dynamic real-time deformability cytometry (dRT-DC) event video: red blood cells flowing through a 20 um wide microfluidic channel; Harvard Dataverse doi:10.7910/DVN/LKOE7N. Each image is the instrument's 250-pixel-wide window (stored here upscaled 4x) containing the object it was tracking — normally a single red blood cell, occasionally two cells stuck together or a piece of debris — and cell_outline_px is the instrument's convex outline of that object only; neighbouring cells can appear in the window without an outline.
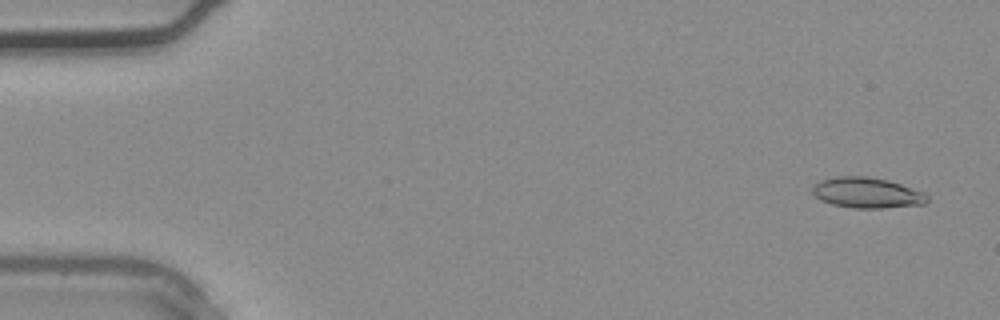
{"species": "common noctule bat (a hibernating species)", "species_latin": "Nyctalus noctula", "temperature_condition": "warm", "stored_images_in_passage": 3, "camera_frame_rate_fps": 3000, "um_per_image_px": 0.085, "animal": {"sex": "male", "body_mass_g": 20.4}, "frame": {"image": 1, "passage_image": 1, "time_ms": 0.0, "image_size_px": [1000, 320], "cell_outline_px": [[928, 200], [924, 204], [884, 208], [856, 208], [832, 204], [820, 200], [812, 192], [812, 188], [820, 180], [836, 176], [868, 176], [888, 180], [924, 192], [928, 196]], "centroid_in_image_um": [73.69, 16.38], "position_along_channel_um": 11.3, "area_um2": 20.4}}
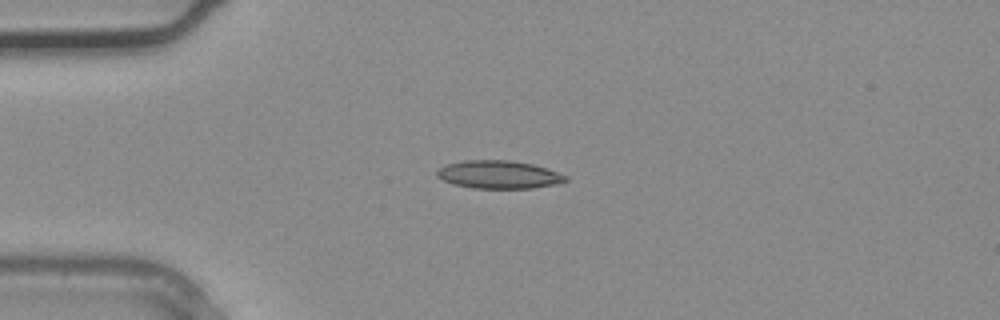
{"frame": {"image": 2, "passage_image": 3, "time_ms": 0.667, "image_size_px": [1000, 320], "cell_outline_px": [[568, 180], [560, 184], [532, 188], [472, 188], [452, 184], [436, 176], [436, 172], [444, 164], [464, 160], [508, 160], [532, 164], [548, 168], [568, 176]], "centroid_in_image_um": [42.41, 14.84], "position_along_channel_um": 42.6, "area_um2": 21.21}}